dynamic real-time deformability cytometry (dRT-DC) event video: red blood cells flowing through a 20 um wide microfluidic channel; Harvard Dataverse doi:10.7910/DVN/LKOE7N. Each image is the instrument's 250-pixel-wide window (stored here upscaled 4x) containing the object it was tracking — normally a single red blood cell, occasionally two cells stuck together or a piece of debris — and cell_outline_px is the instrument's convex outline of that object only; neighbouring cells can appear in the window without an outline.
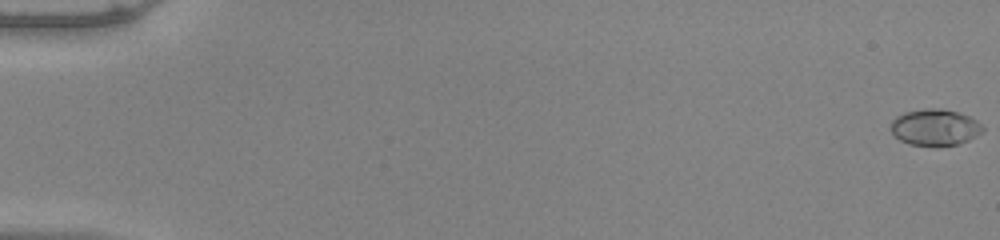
{"species": "common noctule bat (a hibernating species)", "species_latin": "Nyctalus noctula", "temperature_condition": "warm", "stored_images_in_passage": 54, "camera_frame_rate_fps": 3000, "um_per_image_px": 0.085, "animal": {"sex": "male", "body_mass_g": 20.0, "forearm_length_mm": 53.3}, "frame": {"image": 1, "passage_image": 1, "time_ms": 0.0, "image_size_px": [1000, 240], "cell_outline_px": [[984, 132], [960, 144], [908, 144], [900, 140], [888, 128], [892, 120], [896, 116], [904, 112], [924, 108], [940, 108], [960, 112], [976, 120], [984, 128]], "centroid_in_image_um": [79.46, 10.79], "position_along_channel_um": 5.5, "area_um2": 19.42}}
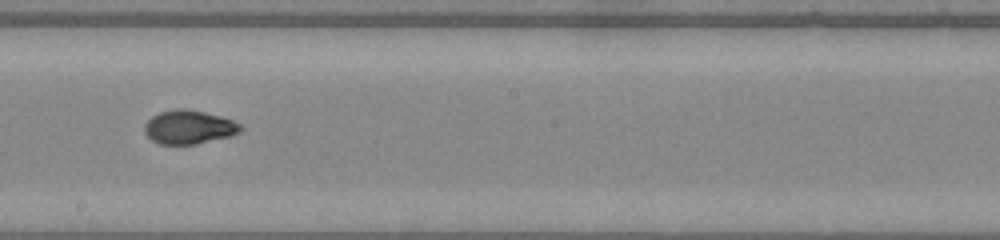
{"frame": {"image": 2, "passage_image": 32, "time_ms": 10.333, "image_size_px": [1000, 240], "cell_outline_px": [[244, 128], [240, 132], [232, 136], [196, 144], [160, 144], [152, 140], [144, 132], [144, 124], [152, 116], [160, 112], [180, 108], [188, 108], [220, 116], [232, 120], [240, 124]], "centroid_in_image_um": [16.07, 10.8], "position_along_channel_um": 232.1, "area_um2": 18.96}}
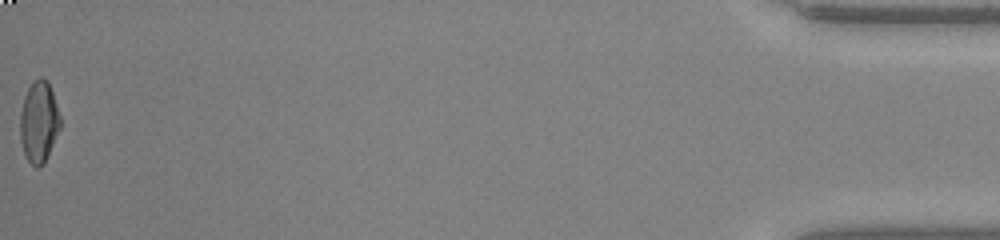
{"frame": {"image": 3, "passage_image": 54, "time_ms": 17.667, "image_size_px": [1000, 240], "cell_outline_px": [[60, 128], [44, 164], [36, 168], [28, 160], [24, 152], [20, 140], [20, 112], [24, 96], [32, 80], [40, 76], [48, 80], [60, 116]], "centroid_in_image_um": [3.29, 10.33], "position_along_channel_um": 431.9, "area_um2": 19.07}, "authors_computed_cell_mechanics": {"area_um2": 18.9295, "velocity_mm_per_s": 3.9973, "shape_relaxation_time_tau1_ms": 8.7407, "shape_relaxation_time_tau2_ms": null, "deformation_change_tau1": 0.2992, "deformation_change_tau2": null}}